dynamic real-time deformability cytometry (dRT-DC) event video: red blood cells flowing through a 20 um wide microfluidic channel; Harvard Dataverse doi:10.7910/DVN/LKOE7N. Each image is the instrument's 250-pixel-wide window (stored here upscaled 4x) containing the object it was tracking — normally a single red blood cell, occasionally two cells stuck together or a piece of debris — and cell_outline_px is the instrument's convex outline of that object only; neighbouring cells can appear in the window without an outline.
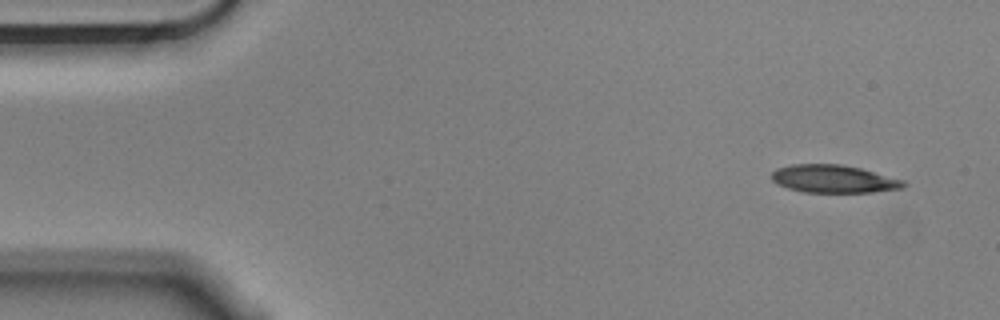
{"species": "Egyptian fruit bat (a non-hibernating species)", "species_latin": "Rousettus aegyptiacus", "temperature_condition": "cold", "stored_images_in_passage": 5, "segment_of_instrument_passage": [1, 2], "camera_frame_rate_fps": 3000, "um_per_image_px": 0.085, "animal": {"sex": "male"}, "frame": {"image": 1, "passage_image": 1, "time_ms": 0.0, "image_size_px": [1000, 320], "cell_outline_px": [[908, 184], [904, 188], [872, 192], [804, 192], [788, 188], [776, 184], [772, 180], [772, 172], [776, 168], [792, 164], [840, 164], [860, 168], [904, 180]], "centroid_in_image_um": [70.86, 15.2], "position_along_channel_um": 14.1, "area_um2": 21.44}}
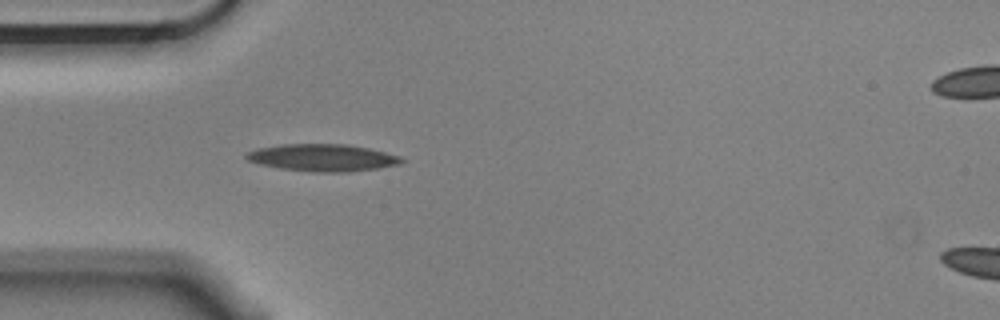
{"frame": {"image": 2, "passage_image": 4, "time_ms": 1.0, "image_size_px": [1000, 320], "cell_outline_px": [[404, 160], [400, 164], [376, 168], [348, 172], [316, 172], [280, 168], [260, 164], [248, 160], [244, 156], [248, 152], [256, 148], [284, 144], [348, 144], [368, 148], [400, 156]], "centroid_in_image_um": [27.41, 13.4], "position_along_channel_um": 57.6, "area_um2": 24.39}}